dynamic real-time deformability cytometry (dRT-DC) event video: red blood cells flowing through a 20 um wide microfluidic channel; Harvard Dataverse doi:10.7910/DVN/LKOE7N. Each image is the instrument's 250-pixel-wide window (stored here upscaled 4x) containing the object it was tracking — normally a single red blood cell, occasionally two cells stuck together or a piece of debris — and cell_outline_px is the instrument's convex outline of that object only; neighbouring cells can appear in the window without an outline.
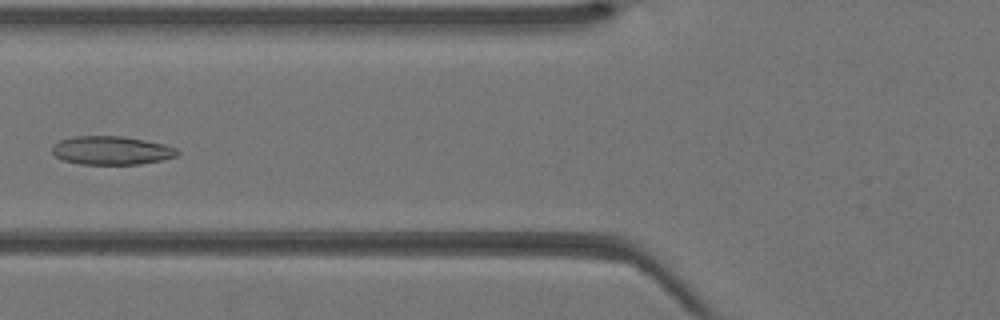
{"species": "Egyptian fruit bat (a non-hibernating species)", "species_latin": "Rousettus aegyptiacus", "temperature_condition": "warm", "stored_images_in_passage": 31, "camera_frame_rate_fps": 3000, "um_per_image_px": 0.085, "animal": {"sex": "female"}, "frame": {"image": 1, "passage_image": 13, "time_ms": 4.0, "image_size_px": [1000, 320], "cell_outline_px": [[180, 152], [176, 156], [160, 160], [140, 164], [80, 164], [64, 160], [56, 156], [52, 152], [52, 148], [60, 140], [72, 136], [124, 136], [164, 144], [176, 148]], "centroid_in_image_um": [9.48, 12.78], "position_along_channel_um": 116.3, "area_um2": 20.69}}
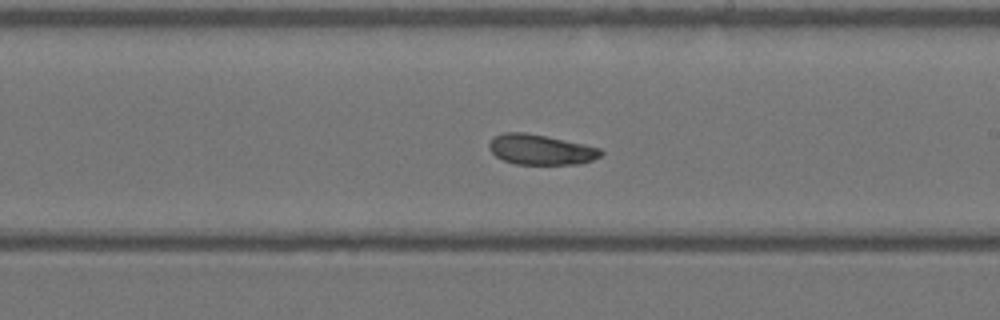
{"frame": {"image": 2, "passage_image": 21, "time_ms": 6.667, "image_size_px": [1000, 320], "cell_outline_px": [[604, 152], [600, 156], [592, 160], [580, 164], [516, 164], [504, 160], [496, 156], [488, 148], [488, 144], [492, 136], [504, 132], [524, 132], [584, 144], [600, 148]], "centroid_in_image_um": [45.93, 12.71], "position_along_channel_um": 243.1, "area_um2": 19.65}}
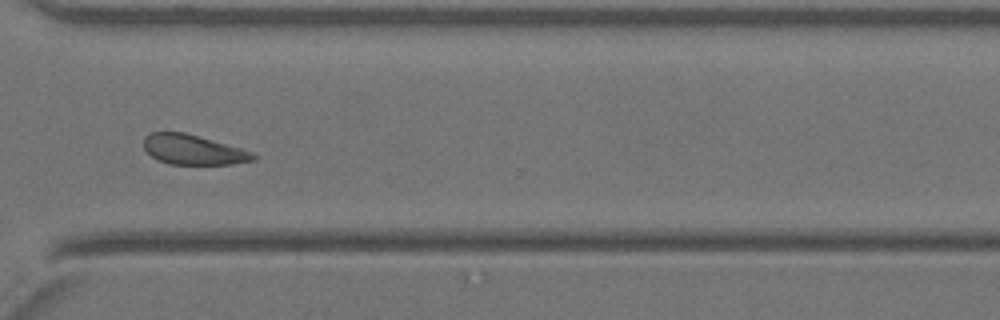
{"frame": {"image": 3, "passage_image": 28, "time_ms": 9.0, "image_size_px": [1000, 320], "cell_outline_px": [[256, 160], [232, 164], [168, 164], [156, 160], [144, 148], [144, 136], [152, 132], [184, 132], [256, 152]], "centroid_in_image_um": [16.44, 12.73], "position_along_channel_um": 354.2, "area_um2": 19.19}}